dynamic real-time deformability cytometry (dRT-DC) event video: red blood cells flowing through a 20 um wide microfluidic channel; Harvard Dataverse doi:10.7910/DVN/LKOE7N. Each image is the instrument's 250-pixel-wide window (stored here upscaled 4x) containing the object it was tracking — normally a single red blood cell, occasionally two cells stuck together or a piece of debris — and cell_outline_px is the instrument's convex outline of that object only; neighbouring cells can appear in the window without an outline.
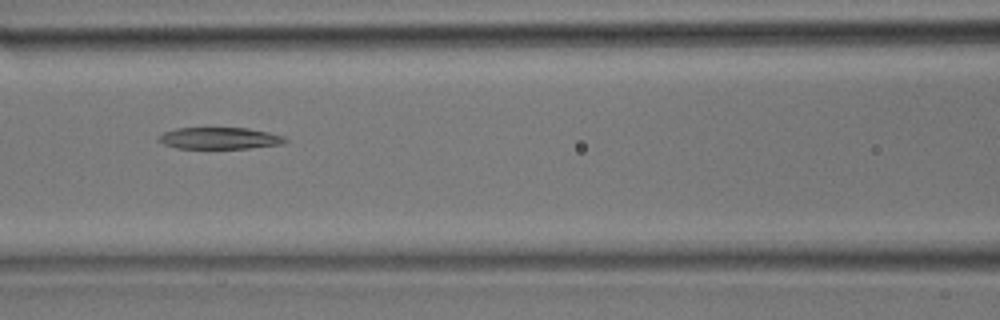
{"species": "common noctule bat (a hibernating species)", "species_latin": "Nyctalus noctula", "temperature_condition": "room temperature", "stored_images_in_passage": 30, "camera_frame_rate_fps": 3000, "um_per_image_px": 0.085, "animal": {"sex": "male", "body_mass_g": 17.9}, "frame": {"image": 1, "passage_image": 13, "time_ms": 4.0, "image_size_px": [1000, 320], "cell_outline_px": [[288, 140], [284, 144], [248, 148], [176, 148], [164, 144], [156, 140], [164, 132], [176, 128], [248, 128], [268, 132], [284, 136]], "centroid_in_image_um": [18.68, 11.75], "position_along_channel_um": 147.9, "area_um2": 15.95}}
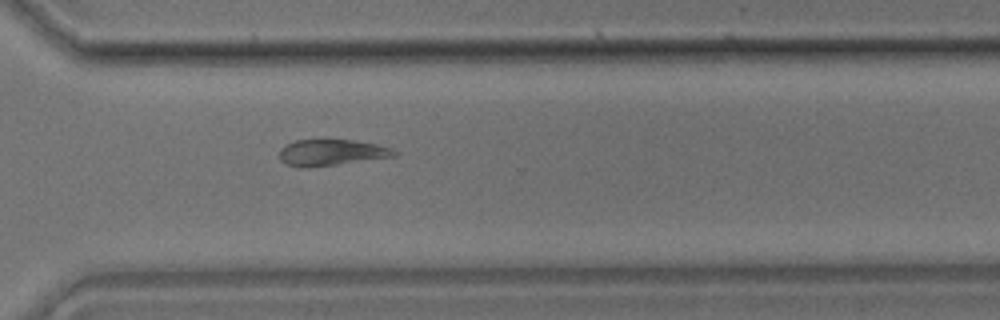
{"frame": {"image": 2, "passage_image": 22, "time_ms": 7.0, "image_size_px": [1000, 320], "cell_outline_px": [[396, 156], [308, 168], [300, 168], [284, 164], [280, 160], [280, 148], [296, 140], [352, 140], [376, 144], [392, 148], [396, 152]], "centroid_in_image_um": [28.13, 12.98], "position_along_channel_um": 342.5, "area_um2": 17.46}}
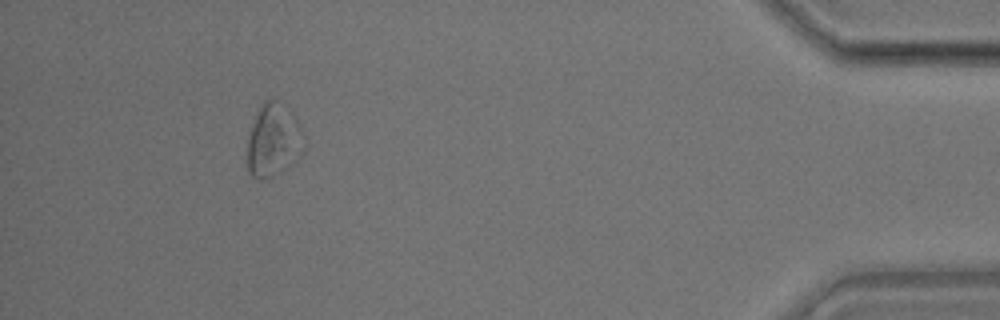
{"frame": {"image": 3, "passage_image": 28, "time_ms": 9.0, "image_size_px": [1000, 320], "cell_outline_px": [[304, 148], [300, 156], [296, 160], [276, 176], [264, 180], [260, 180], [252, 176], [248, 172], [248, 132], [264, 100], [280, 100], [296, 120], [304, 136]], "centroid_in_image_um": [23.24, 11.97], "position_along_channel_um": 412.0, "area_um2": 24.1}}